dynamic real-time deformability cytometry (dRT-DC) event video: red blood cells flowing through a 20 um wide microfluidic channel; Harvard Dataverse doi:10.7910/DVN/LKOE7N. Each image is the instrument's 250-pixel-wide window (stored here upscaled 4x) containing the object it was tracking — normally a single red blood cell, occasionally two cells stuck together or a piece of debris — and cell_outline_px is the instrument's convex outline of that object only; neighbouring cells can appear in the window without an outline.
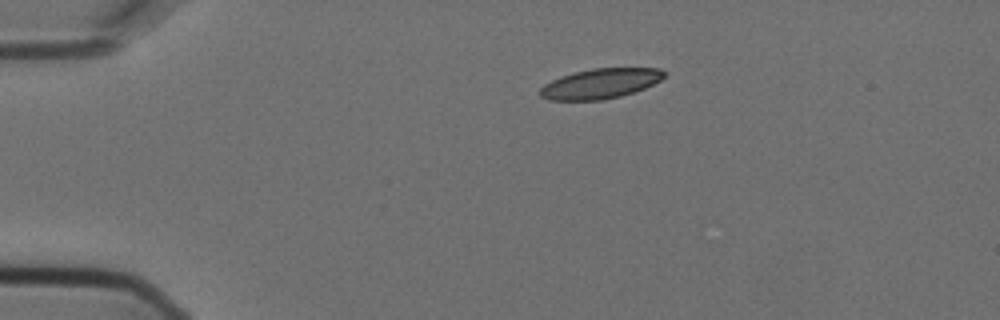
{"species": "Egyptian fruit bat (a non-hibernating species)", "species_latin": "Rousettus aegyptiacus", "temperature_condition": "cold", "stored_images_in_passage": 1, "camera_frame_rate_fps": 3000, "um_per_image_px": 0.085, "animal": {"sex": "female"}, "frame": {"image": 1, "passage_image": 1, "time_ms": 0.0, "image_size_px": [1000, 320], "cell_outline_px": [[668, 72], [660, 80], [644, 88], [620, 96], [600, 100], [548, 100], [540, 96], [540, 88], [544, 84], [560, 76], [592, 68], [660, 68]], "centroid_in_image_um": [51.02, 7.1], "position_along_channel_um": 34.0, "area_um2": 21.62}}